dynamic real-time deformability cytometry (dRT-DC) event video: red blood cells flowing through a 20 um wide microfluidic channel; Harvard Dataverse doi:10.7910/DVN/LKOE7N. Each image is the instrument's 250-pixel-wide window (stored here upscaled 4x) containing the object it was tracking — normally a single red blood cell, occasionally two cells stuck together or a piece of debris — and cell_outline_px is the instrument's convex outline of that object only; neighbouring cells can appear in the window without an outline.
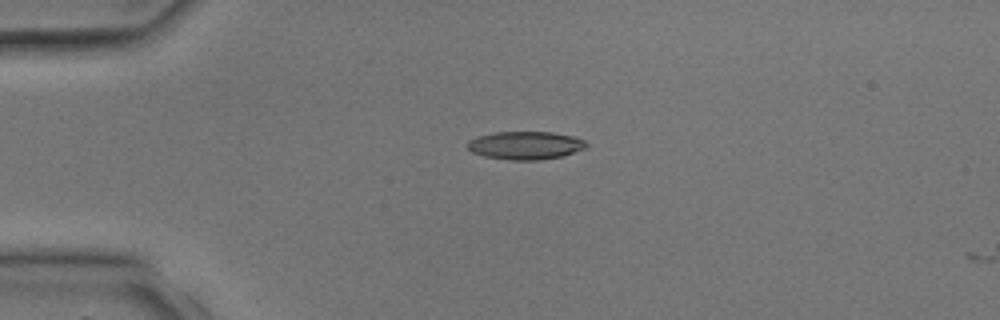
{"species": "common noctule bat (a hibernating species)", "species_latin": "Nyctalus noctula", "temperature_condition": "room temperature", "stored_images_in_passage": 4, "camera_frame_rate_fps": 3000, "um_per_image_px": 0.085, "animal": {"sex": "male", "body_mass_g": 17.9, "forearm_length_mm": 54.2}, "frame": {"image": 1, "passage_image": 3, "time_ms": 2.333, "image_size_px": [1000, 320], "cell_outline_px": [[588, 144], [584, 148], [564, 156], [540, 160], [508, 160], [484, 156], [472, 152], [468, 148], [468, 140], [476, 136], [496, 132], [552, 132], [572, 136], [584, 140]], "centroid_in_image_um": [44.64, 12.36], "position_along_channel_um": 40.4, "area_um2": 19.48}}